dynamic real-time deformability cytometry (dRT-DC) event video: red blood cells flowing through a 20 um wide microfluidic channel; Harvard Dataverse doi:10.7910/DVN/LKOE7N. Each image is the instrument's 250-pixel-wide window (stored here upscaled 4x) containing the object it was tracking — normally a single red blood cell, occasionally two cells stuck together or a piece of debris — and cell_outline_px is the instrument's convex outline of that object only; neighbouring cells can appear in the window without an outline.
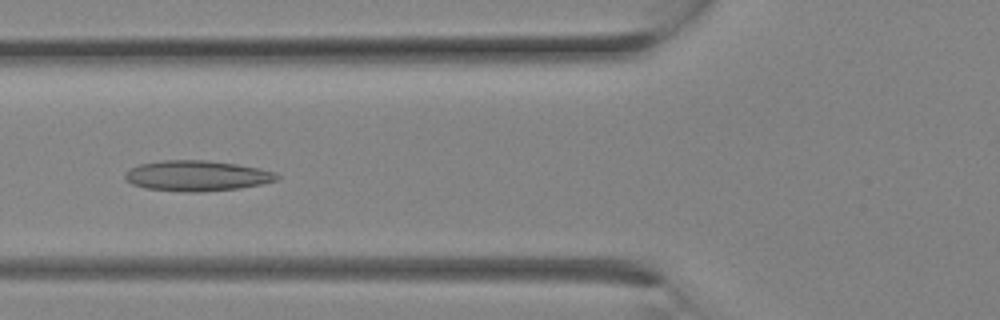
{"species": "Egyptian fruit bat (a non-hibernating species)", "species_latin": "Rousettus aegyptiacus", "temperature_condition": "room temperature", "stored_images_in_passage": 8, "camera_frame_rate_fps": 3000, "um_per_image_px": 0.085, "animal": {"sex": "female"}, "frame": {"image": 1, "passage_image": 7, "time_ms": 2.0, "image_size_px": [1000, 320], "cell_outline_px": [[280, 176], [276, 180], [260, 184], [240, 188], [200, 192], [184, 192], [144, 188], [132, 184], [124, 176], [124, 172], [128, 168], [140, 164], [164, 160], [208, 160], [236, 164], [260, 168], [276, 172]], "centroid_in_image_um": [16.72, 14.94], "position_along_channel_um": 109.1, "area_um2": 27.11}}